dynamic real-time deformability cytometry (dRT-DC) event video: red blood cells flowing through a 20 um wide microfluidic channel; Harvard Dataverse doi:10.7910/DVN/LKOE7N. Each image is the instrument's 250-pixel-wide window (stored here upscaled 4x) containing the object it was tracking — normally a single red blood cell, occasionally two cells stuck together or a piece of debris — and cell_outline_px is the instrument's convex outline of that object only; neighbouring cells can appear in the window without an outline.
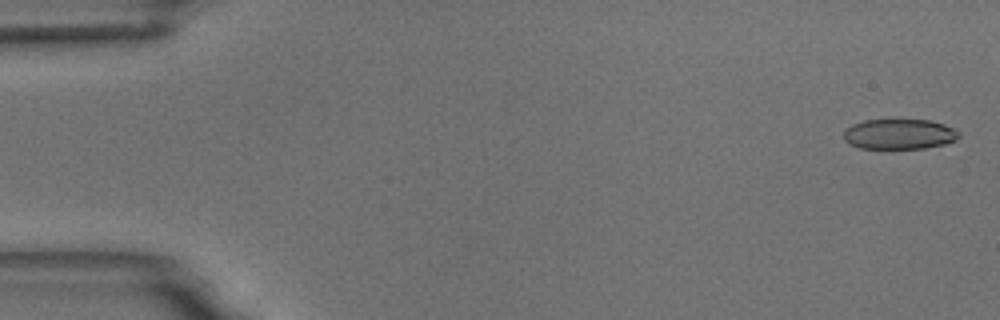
{"species": "common noctule bat (a hibernating species)", "species_latin": "Nyctalus noctula", "temperature_condition": "room temperature", "stored_images_in_passage": 58, "camera_frame_rate_fps": 3000, "um_per_image_px": 0.085, "animal": {"sex": "male", "body_mass_g": 18.8}, "frame": {"image": 1, "passage_image": 2, "time_ms": 0.333, "image_size_px": [1000, 320], "cell_outline_px": [[960, 136], [956, 140], [944, 144], [924, 148], [860, 148], [848, 144], [844, 140], [844, 132], [852, 124], [864, 120], [928, 120], [944, 124], [960, 132]], "centroid_in_image_um": [76.43, 11.4], "position_along_channel_um": 8.6, "area_um2": 20.23}}
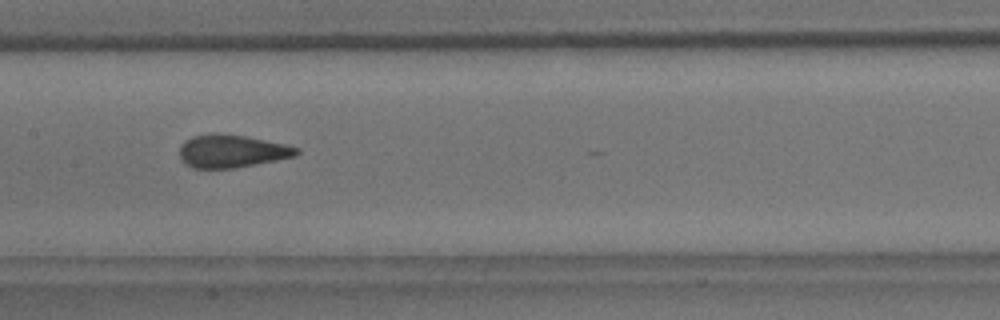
{"frame": {"image": 2, "passage_image": 29, "time_ms": 9.333, "image_size_px": [1000, 320], "cell_outline_px": [[300, 152], [296, 156], [236, 168], [192, 168], [184, 164], [180, 160], [180, 144], [184, 140], [192, 136], [216, 132], [244, 136], [284, 144], [300, 148]], "centroid_in_image_um": [19.66, 12.85], "position_along_channel_um": 187.7, "area_um2": 22.6}}
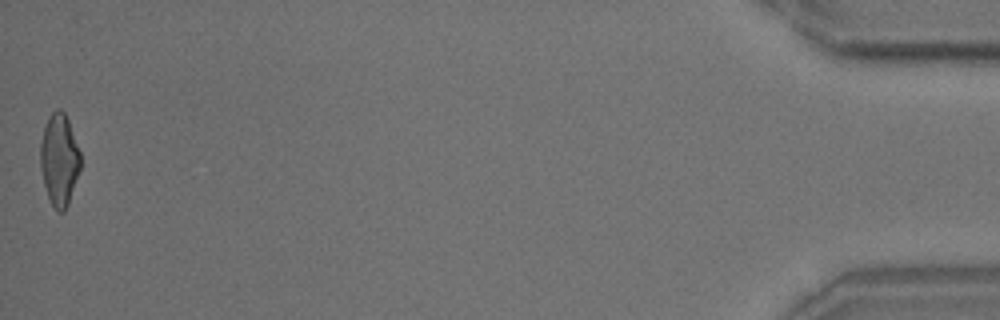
{"frame": {"image": 3, "passage_image": 58, "time_ms": 19.0, "image_size_px": [1000, 320], "cell_outline_px": [[80, 168], [68, 204], [64, 212], [56, 212], [48, 196], [44, 184], [40, 164], [40, 140], [48, 116], [56, 108], [60, 108], [64, 112], [68, 120], [80, 152]], "centroid_in_image_um": [5.02, 13.56], "position_along_channel_um": 430.2, "area_um2": 21.39}, "authors_computed_cell_mechanics": {"area_um2": 22.2241, "velocity_mm_per_s": 3.5013, "shape_relaxation_time_tau1_ms": 5.9514, "shape_relaxation_time_tau2_ms": 1.1983, "deformation_change_tau1": 0.1561, "deformation_change_tau2": 0.0732}}